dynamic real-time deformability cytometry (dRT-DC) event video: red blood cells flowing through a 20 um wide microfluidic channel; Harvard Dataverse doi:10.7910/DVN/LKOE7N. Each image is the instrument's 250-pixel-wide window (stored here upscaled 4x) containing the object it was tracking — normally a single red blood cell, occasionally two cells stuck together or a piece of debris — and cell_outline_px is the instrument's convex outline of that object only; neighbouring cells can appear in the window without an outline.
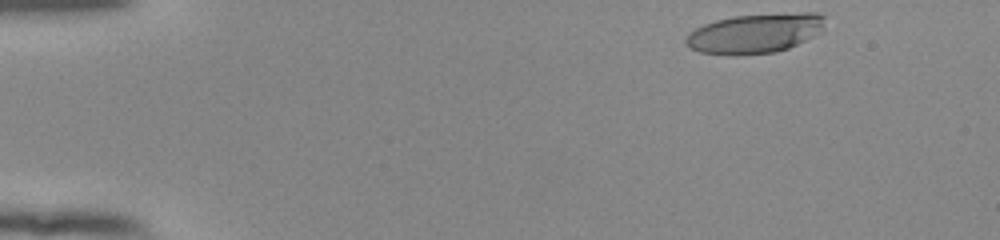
{"species": "human", "species_latin": "Homo sapiens", "temperature_condition": "room temperature", "stored_images_in_passage": 48, "camera_frame_rate_fps": 3000, "um_per_image_px": 0.085, "donor": {"sex": "female"}, "frame": {"image": 1, "passage_image": 1, "time_ms": 0.0, "image_size_px": [1000, 240], "cell_outline_px": [[824, 16], [820, 32], [788, 48], [776, 52], [736, 56], [732, 56], [700, 52], [688, 48], [684, 40], [688, 32], [704, 24], [716, 20], [732, 16], [804, 12], [816, 12]], "centroid_in_image_um": [64.1, 2.84], "position_along_channel_um": 20.9, "area_um2": 32.19}}
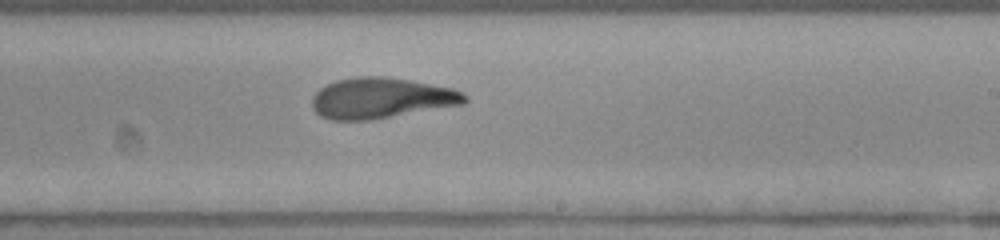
{"frame": {"image": 2, "passage_image": 28, "time_ms": 9.0, "image_size_px": [1000, 240], "cell_outline_px": [[468, 100], [464, 104], [372, 120], [332, 120], [320, 116], [312, 108], [312, 96], [320, 88], [336, 80], [356, 76], [384, 76], [408, 80], [452, 88], [468, 96]], "centroid_in_image_um": [32.38, 8.34], "position_along_channel_um": 256.6, "area_um2": 36.24}}
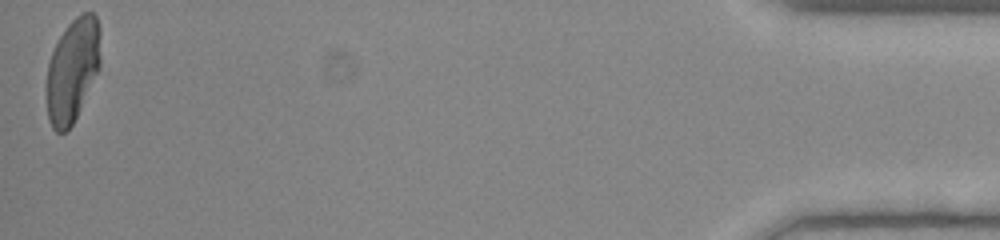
{"frame": {"image": 3, "passage_image": 48, "time_ms": 15.667, "image_size_px": [1000, 240], "cell_outline_px": [[100, 68], [72, 124], [64, 132], [56, 132], [52, 128], [48, 120], [48, 64], [52, 52], [60, 36], [68, 24], [76, 16], [84, 12], [92, 12], [96, 16], [100, 28]], "centroid_in_image_um": [6.19, 5.92], "position_along_channel_um": 429.0, "area_um2": 32.14}, "authors_computed_cell_mechanics": {"area_um2": 35.6915, "velocity_mm_per_s": 3.8729, "shape_relaxation_time_tau1_ms": 6.6554, "shape_relaxation_time_tau2_ms": 1.2576, "deformation_change_tau1": 0.2696, "deformation_change_tau2": 0.0902}}